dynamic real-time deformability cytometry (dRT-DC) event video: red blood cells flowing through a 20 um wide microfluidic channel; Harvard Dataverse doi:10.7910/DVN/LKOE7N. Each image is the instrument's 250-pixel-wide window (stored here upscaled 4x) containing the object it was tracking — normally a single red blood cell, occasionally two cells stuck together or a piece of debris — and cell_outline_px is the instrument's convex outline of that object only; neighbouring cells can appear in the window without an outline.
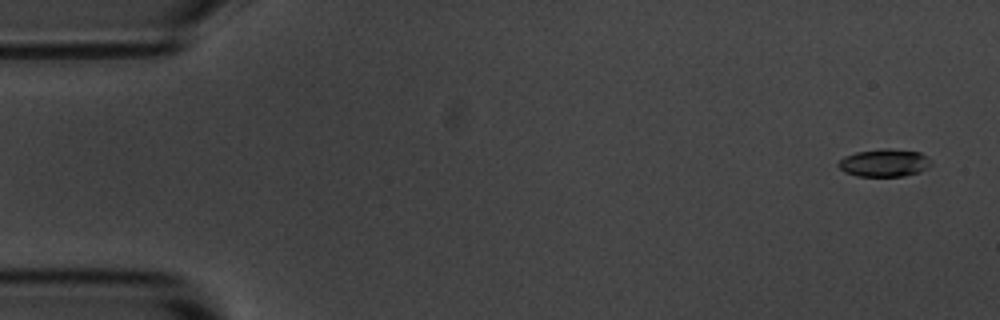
{"species": "common noctule bat (a hibernating species)", "species_latin": "Nyctalus noctula", "temperature_condition": "room temperature", "stored_images_in_passage": 4, "camera_frame_rate_fps": 3000, "um_per_image_px": 0.085, "animal": {"sex": "male", "body_mass_g": 20.1, "forearm_length_mm": 53.5}, "frame": {"image": 1, "passage_image": 1, "time_ms": 0.0, "image_size_px": [1000, 320], "cell_outline_px": [[932, 164], [928, 168], [920, 172], [904, 176], [856, 176], [844, 172], [836, 164], [844, 156], [856, 152], [880, 148], [888, 148], [920, 152], [928, 156], [932, 160]], "centroid_in_image_um": [75.19, 13.84], "position_along_channel_um": 9.8, "area_um2": 15.26}}
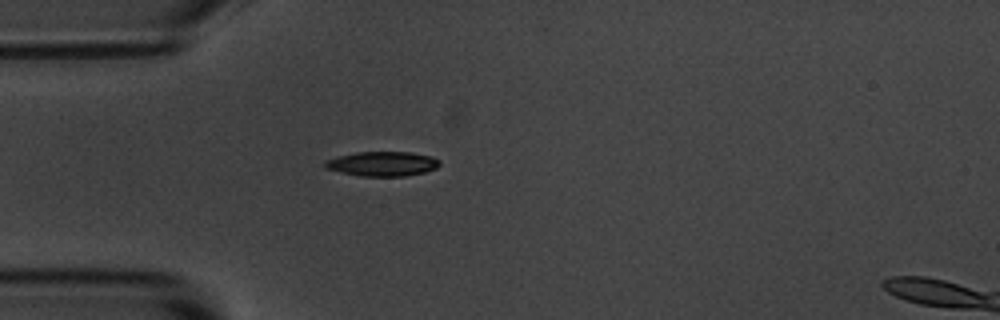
{"frame": {"image": 2, "passage_image": 4, "time_ms": 4.333, "image_size_px": [1000, 320], "cell_outline_px": [[440, 164], [436, 168], [424, 172], [404, 176], [360, 176], [340, 172], [324, 168], [324, 160], [336, 156], [356, 152], [408, 152], [432, 156], [440, 160]], "centroid_in_image_um": [32.47, 13.92], "position_along_channel_um": 52.5, "area_um2": 16.53}}